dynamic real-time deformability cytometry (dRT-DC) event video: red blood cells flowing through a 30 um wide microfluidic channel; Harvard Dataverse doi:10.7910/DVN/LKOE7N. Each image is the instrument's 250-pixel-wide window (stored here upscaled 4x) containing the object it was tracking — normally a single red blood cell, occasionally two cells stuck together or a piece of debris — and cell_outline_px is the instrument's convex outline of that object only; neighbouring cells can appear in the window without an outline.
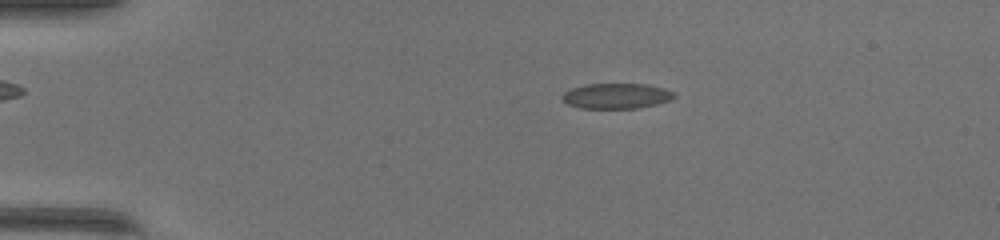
{"species": "common noctule bat (a hibernating species)", "species_latin": "Nyctalus noctula", "temperature_condition": "warm", "stored_images_in_passage": 42, "camera_frame_rate_fps": 3000, "um_per_image_px": 0.085, "animal": {"sex": "female", "body_mass_g": 17.0, "forearm_length_mm": 48.0}, "frame": {"image": 1, "passage_image": 3, "time_ms": 0.667, "image_size_px": [1000, 240], "cell_outline_px": [[676, 96], [672, 100], [640, 108], [580, 108], [568, 104], [560, 96], [564, 92], [572, 88], [584, 84], [648, 84], [664, 88], [676, 92]], "centroid_in_image_um": [52.43, 8.15], "position_along_channel_um": 32.6, "area_um2": 16.7}}
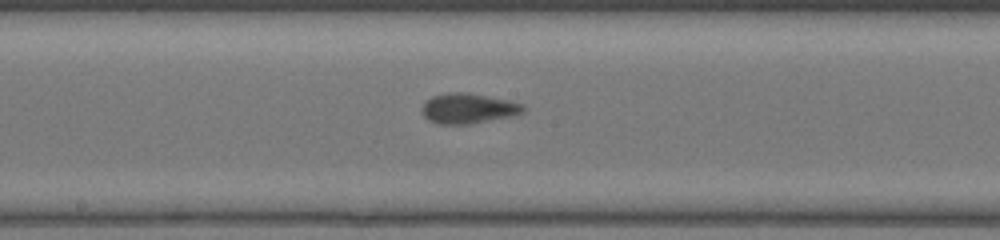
{"frame": {"image": 2, "passage_image": 20, "time_ms": 6.333, "image_size_px": [1000, 240], "cell_outline_px": [[524, 112], [516, 116], [468, 124], [440, 124], [428, 120], [424, 116], [420, 108], [432, 96], [448, 92], [468, 92], [508, 100], [524, 104]], "centroid_in_image_um": [39.82, 9.22], "position_along_channel_um": 208.4, "area_um2": 17.98}}
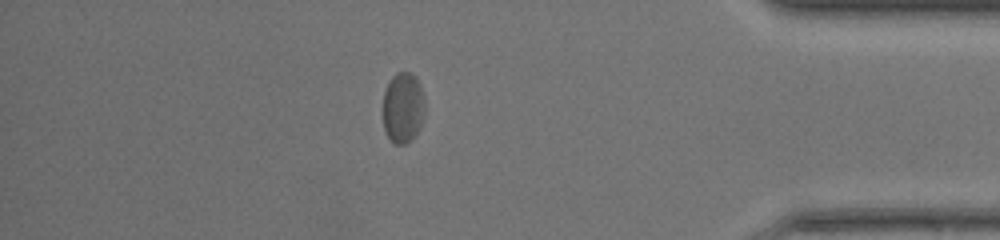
{"frame": {"image": 3, "passage_image": 36, "time_ms": 11.667, "image_size_px": [1000, 240], "cell_outline_px": [[424, 116], [420, 128], [412, 140], [404, 144], [396, 144], [388, 136], [384, 128], [384, 92], [392, 76], [396, 72], [408, 72], [416, 76], [420, 84], [424, 100]], "centroid_in_image_um": [34.28, 9.15], "position_along_channel_um": 400.9, "area_um2": 17.22}, "authors_computed_cell_mechanics": {"area_um2": 17.4267, "velocity_mm_per_s": 4.2336, "shape_relaxation_time_tau1_ms": 2.9272, "shape_relaxation_time_tau2_ms": 0.8397, "deformation_change_tau1": 0.104, "deformation_change_tau2": 0.0492}}